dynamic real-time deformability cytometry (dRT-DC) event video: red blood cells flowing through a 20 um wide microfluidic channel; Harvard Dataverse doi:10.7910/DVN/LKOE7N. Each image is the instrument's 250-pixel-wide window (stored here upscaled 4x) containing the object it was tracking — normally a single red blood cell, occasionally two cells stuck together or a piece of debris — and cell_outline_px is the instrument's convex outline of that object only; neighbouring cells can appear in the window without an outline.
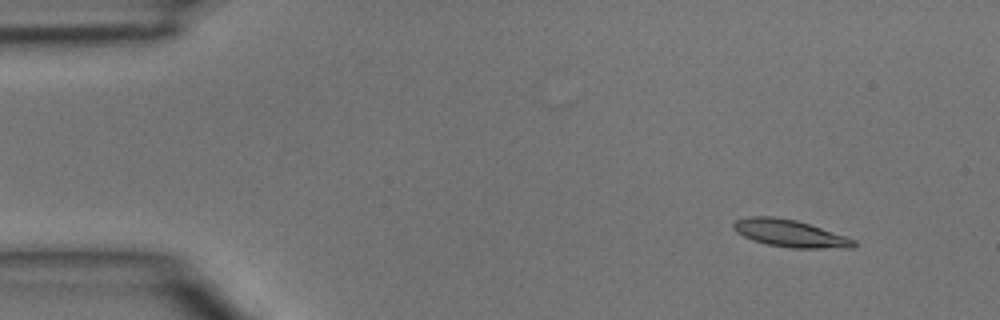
{"species": "common noctule bat (a hibernating species)", "species_latin": "Nyctalus noctula", "temperature_condition": "room temperature", "stored_images_in_passage": 43, "camera_frame_rate_fps": 3000, "um_per_image_px": 0.085, "animal": {"sex": "male", "body_mass_g": 15.6}, "frame": {"image": 1, "passage_image": 1, "time_ms": 0.0, "image_size_px": [1000, 320], "cell_outline_px": [[856, 248], [792, 248], [768, 244], [752, 240], [736, 232], [732, 228], [732, 224], [736, 220], [748, 216], [772, 216], [796, 220], [856, 240]], "centroid_in_image_um": [67.12, 19.84], "position_along_channel_um": 17.9, "area_um2": 18.96}}
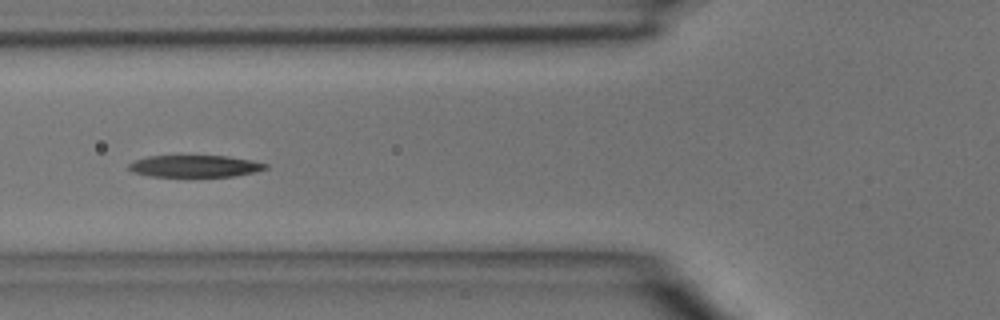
{"frame": {"image": 2, "passage_image": 14, "time_ms": 4.333, "image_size_px": [1000, 320], "cell_outline_px": [[268, 168], [256, 172], [236, 176], [148, 176], [136, 172], [128, 168], [128, 164], [136, 160], [148, 156], [228, 156], [252, 160], [268, 164]], "centroid_in_image_um": [16.62, 14.12], "position_along_channel_um": 109.2, "area_um2": 17.34}}
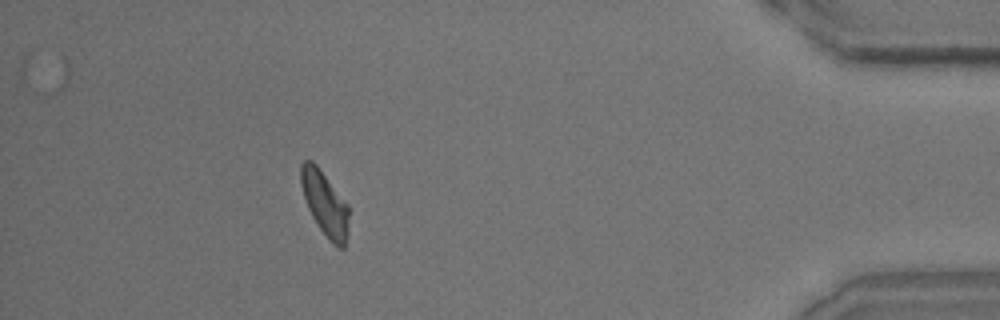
{"frame": {"image": 3, "passage_image": 39, "time_ms": 12.667, "image_size_px": [1000, 320], "cell_outline_px": [[348, 232], [344, 248], [340, 248], [332, 244], [320, 228], [312, 216], [308, 208], [300, 184], [300, 164], [304, 160], [312, 160], [316, 164], [348, 204]], "centroid_in_image_um": [27.61, 17.29], "position_along_channel_um": 407.6, "area_um2": 17.92}}